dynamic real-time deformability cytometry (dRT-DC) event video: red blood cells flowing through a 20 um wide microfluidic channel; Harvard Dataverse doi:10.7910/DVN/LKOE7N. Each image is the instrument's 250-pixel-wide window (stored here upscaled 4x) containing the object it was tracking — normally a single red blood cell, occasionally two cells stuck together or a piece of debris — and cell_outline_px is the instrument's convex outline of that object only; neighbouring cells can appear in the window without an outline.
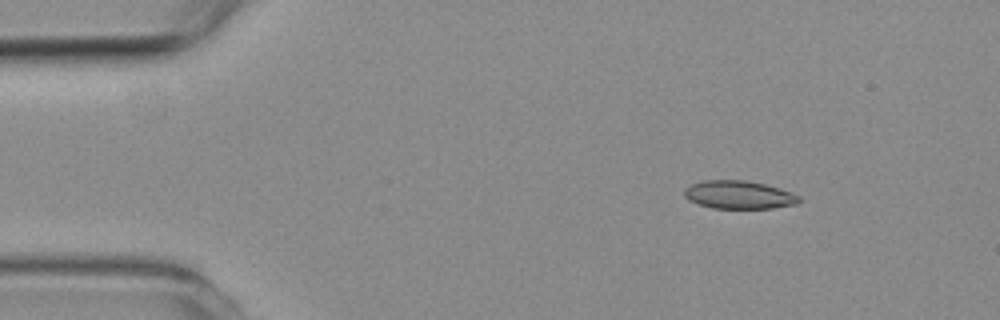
{"species": "common noctule bat (a hibernating species)", "species_latin": "Nyctalus noctula", "temperature_condition": "room temperature", "stored_images_in_passage": 4, "camera_frame_rate_fps": 3000, "um_per_image_px": 0.085, "animal": {"sex": "female", "body_mass_g": 19.3, "forearm_length_mm": 54.1}, "frame": {"image": 1, "passage_image": 1, "time_ms": 0.0, "image_size_px": [1000, 320], "cell_outline_px": [[800, 200], [796, 204], [772, 208], [712, 208], [688, 200], [684, 196], [684, 188], [692, 184], [704, 180], [744, 180], [764, 184], [780, 188], [792, 192], [800, 196]], "centroid_in_image_um": [62.8, 16.55], "position_along_channel_um": 22.2, "area_um2": 18.79}}
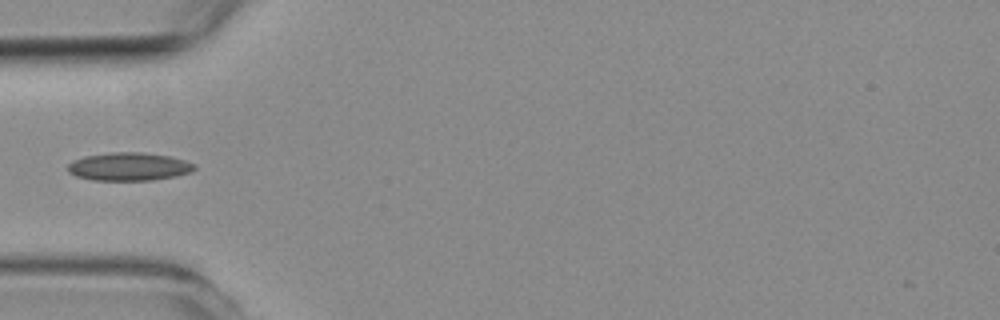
{"frame": {"image": 2, "passage_image": 4, "time_ms": 3.333, "image_size_px": [1000, 320], "cell_outline_px": [[196, 168], [192, 172], [176, 176], [152, 180], [92, 180], [76, 176], [68, 172], [68, 164], [72, 160], [84, 156], [112, 152], [140, 152], [168, 156], [184, 160], [196, 164]], "centroid_in_image_um": [10.95, 14.16], "position_along_channel_um": 74.0, "area_um2": 20.81}}